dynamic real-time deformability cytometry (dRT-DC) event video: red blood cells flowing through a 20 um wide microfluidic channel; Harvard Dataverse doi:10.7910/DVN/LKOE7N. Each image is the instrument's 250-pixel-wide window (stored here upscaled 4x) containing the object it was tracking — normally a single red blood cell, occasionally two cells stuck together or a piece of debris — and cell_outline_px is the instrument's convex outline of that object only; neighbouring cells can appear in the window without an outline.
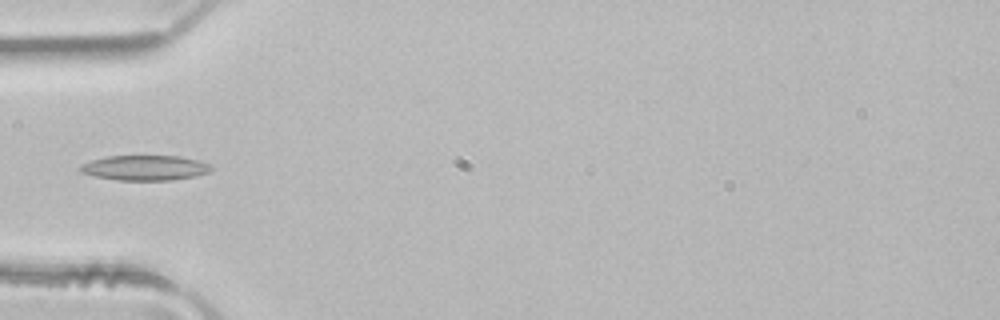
{"species": "common noctule bat (a hibernating species)", "species_latin": "Nyctalus noctula", "temperature_condition": "room temperature", "stored_images_in_passage": 4, "camera_frame_rate_fps": 3000, "um_per_image_px": 0.085, "animal": {"sex": "male", "body_mass_g": 21.5, "forearm_length_mm": 52.0}, "frame": {"image": 1, "passage_image": 4, "time_ms": 1.0, "image_size_px": [1000, 320], "cell_outline_px": [[212, 172], [196, 176], [172, 180], [116, 180], [96, 176], [80, 172], [80, 164], [92, 160], [108, 156], [180, 156], [196, 160], [208, 164], [212, 168]], "centroid_in_image_um": [12.33, 14.27], "position_along_channel_um": 72.7, "area_um2": 19.07}}